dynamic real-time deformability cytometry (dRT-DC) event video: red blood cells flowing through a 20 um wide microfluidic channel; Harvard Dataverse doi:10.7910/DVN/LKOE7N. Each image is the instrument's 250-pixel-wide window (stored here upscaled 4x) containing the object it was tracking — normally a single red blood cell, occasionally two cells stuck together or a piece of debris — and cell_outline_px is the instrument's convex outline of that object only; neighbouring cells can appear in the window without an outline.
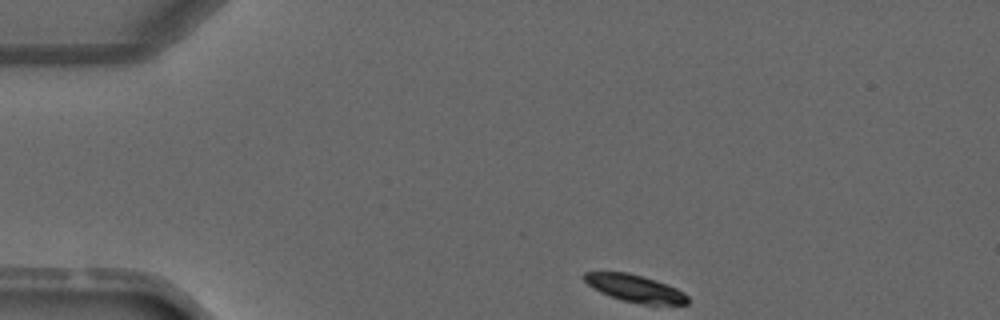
{"species": "common noctule bat (a hibernating species)", "species_latin": "Nyctalus noctula", "temperature_condition": "warm", "stored_images_in_passage": 2, "camera_frame_rate_fps": 3000, "um_per_image_px": 0.085, "animal": {"sex": "male", "forearm_length_mm": 52.5}, "frame": {"image": 1, "passage_image": 1, "time_ms": 0.0, "image_size_px": [1000, 320], "cell_outline_px": [[688, 304], [644, 304], [624, 300], [600, 292], [592, 288], [580, 276], [584, 272], [628, 272], [656, 280], [676, 288], [684, 292], [688, 296]], "centroid_in_image_um": [53.95, 24.49], "position_along_channel_um": 31.0, "area_um2": 16.3}}